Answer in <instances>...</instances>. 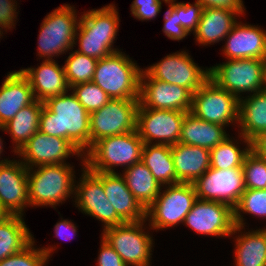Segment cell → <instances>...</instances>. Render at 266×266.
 Masks as SVG:
<instances>
[{
  "label": "cell",
  "instance_id": "6da1fadb",
  "mask_svg": "<svg viewBox=\"0 0 266 266\" xmlns=\"http://www.w3.org/2000/svg\"><path fill=\"white\" fill-rule=\"evenodd\" d=\"M39 131L69 140L82 154L90 149V113L73 93L50 97L44 102Z\"/></svg>",
  "mask_w": 266,
  "mask_h": 266
},
{
  "label": "cell",
  "instance_id": "7dc6e473",
  "mask_svg": "<svg viewBox=\"0 0 266 266\" xmlns=\"http://www.w3.org/2000/svg\"><path fill=\"white\" fill-rule=\"evenodd\" d=\"M251 150L266 161V131L260 133L251 141Z\"/></svg>",
  "mask_w": 266,
  "mask_h": 266
},
{
  "label": "cell",
  "instance_id": "7402d4cb",
  "mask_svg": "<svg viewBox=\"0 0 266 266\" xmlns=\"http://www.w3.org/2000/svg\"><path fill=\"white\" fill-rule=\"evenodd\" d=\"M35 100L28 79L21 71L9 72L0 88V125L6 124L20 109Z\"/></svg>",
  "mask_w": 266,
  "mask_h": 266
},
{
  "label": "cell",
  "instance_id": "816d5d0a",
  "mask_svg": "<svg viewBox=\"0 0 266 266\" xmlns=\"http://www.w3.org/2000/svg\"><path fill=\"white\" fill-rule=\"evenodd\" d=\"M3 28L0 26V38H1V35H3Z\"/></svg>",
  "mask_w": 266,
  "mask_h": 266
},
{
  "label": "cell",
  "instance_id": "9c48e42d",
  "mask_svg": "<svg viewBox=\"0 0 266 266\" xmlns=\"http://www.w3.org/2000/svg\"><path fill=\"white\" fill-rule=\"evenodd\" d=\"M240 99L210 78L193 93L191 113L210 123L228 126L239 121Z\"/></svg>",
  "mask_w": 266,
  "mask_h": 266
},
{
  "label": "cell",
  "instance_id": "7bdbcfd3",
  "mask_svg": "<svg viewBox=\"0 0 266 266\" xmlns=\"http://www.w3.org/2000/svg\"><path fill=\"white\" fill-rule=\"evenodd\" d=\"M98 266H127L115 250L101 237Z\"/></svg>",
  "mask_w": 266,
  "mask_h": 266
},
{
  "label": "cell",
  "instance_id": "f35d334b",
  "mask_svg": "<svg viewBox=\"0 0 266 266\" xmlns=\"http://www.w3.org/2000/svg\"><path fill=\"white\" fill-rule=\"evenodd\" d=\"M175 1L176 0H169L167 3L177 11L179 25H181L189 34L192 31L195 32L202 14V5L196 1L194 5L189 2L181 3Z\"/></svg>",
  "mask_w": 266,
  "mask_h": 266
},
{
  "label": "cell",
  "instance_id": "ee69618b",
  "mask_svg": "<svg viewBox=\"0 0 266 266\" xmlns=\"http://www.w3.org/2000/svg\"><path fill=\"white\" fill-rule=\"evenodd\" d=\"M16 0H0V26L7 31L14 26L18 12ZM16 15V16H15ZM13 25V26H12Z\"/></svg>",
  "mask_w": 266,
  "mask_h": 266
},
{
  "label": "cell",
  "instance_id": "2e32d148",
  "mask_svg": "<svg viewBox=\"0 0 266 266\" xmlns=\"http://www.w3.org/2000/svg\"><path fill=\"white\" fill-rule=\"evenodd\" d=\"M27 168L41 165L63 164L71 154L78 155L85 166L84 155L64 138L41 133L39 130L17 152ZM83 157V158H82Z\"/></svg>",
  "mask_w": 266,
  "mask_h": 266
},
{
  "label": "cell",
  "instance_id": "681fc988",
  "mask_svg": "<svg viewBox=\"0 0 266 266\" xmlns=\"http://www.w3.org/2000/svg\"><path fill=\"white\" fill-rule=\"evenodd\" d=\"M263 76V90L266 92V58L264 59Z\"/></svg>",
  "mask_w": 266,
  "mask_h": 266
},
{
  "label": "cell",
  "instance_id": "f6af8a7d",
  "mask_svg": "<svg viewBox=\"0 0 266 266\" xmlns=\"http://www.w3.org/2000/svg\"><path fill=\"white\" fill-rule=\"evenodd\" d=\"M203 8H223L230 11H241L245 13L244 4L242 0H196Z\"/></svg>",
  "mask_w": 266,
  "mask_h": 266
},
{
  "label": "cell",
  "instance_id": "4dcf8cb0",
  "mask_svg": "<svg viewBox=\"0 0 266 266\" xmlns=\"http://www.w3.org/2000/svg\"><path fill=\"white\" fill-rule=\"evenodd\" d=\"M236 266H266V228L236 236Z\"/></svg>",
  "mask_w": 266,
  "mask_h": 266
},
{
  "label": "cell",
  "instance_id": "52a82bcc",
  "mask_svg": "<svg viewBox=\"0 0 266 266\" xmlns=\"http://www.w3.org/2000/svg\"><path fill=\"white\" fill-rule=\"evenodd\" d=\"M145 221L125 222L103 229L102 237L127 266H150L154 243L151 235L144 232Z\"/></svg>",
  "mask_w": 266,
  "mask_h": 266
},
{
  "label": "cell",
  "instance_id": "277c9868",
  "mask_svg": "<svg viewBox=\"0 0 266 266\" xmlns=\"http://www.w3.org/2000/svg\"><path fill=\"white\" fill-rule=\"evenodd\" d=\"M142 69L121 51L98 59L92 81L111 99H139Z\"/></svg>",
  "mask_w": 266,
  "mask_h": 266
},
{
  "label": "cell",
  "instance_id": "7a4b0ae2",
  "mask_svg": "<svg viewBox=\"0 0 266 266\" xmlns=\"http://www.w3.org/2000/svg\"><path fill=\"white\" fill-rule=\"evenodd\" d=\"M143 145L136 130L101 138L84 154L85 166L92 172L115 173L113 167L126 169L140 162Z\"/></svg>",
  "mask_w": 266,
  "mask_h": 266
},
{
  "label": "cell",
  "instance_id": "484cf974",
  "mask_svg": "<svg viewBox=\"0 0 266 266\" xmlns=\"http://www.w3.org/2000/svg\"><path fill=\"white\" fill-rule=\"evenodd\" d=\"M242 98L239 102V137L251 144L255 137L266 131V92L262 90Z\"/></svg>",
  "mask_w": 266,
  "mask_h": 266
},
{
  "label": "cell",
  "instance_id": "d6a6232c",
  "mask_svg": "<svg viewBox=\"0 0 266 266\" xmlns=\"http://www.w3.org/2000/svg\"><path fill=\"white\" fill-rule=\"evenodd\" d=\"M233 142L227 137L210 150V167L220 170L242 168L245 156L251 151V144L241 150Z\"/></svg>",
  "mask_w": 266,
  "mask_h": 266
},
{
  "label": "cell",
  "instance_id": "83f0119b",
  "mask_svg": "<svg viewBox=\"0 0 266 266\" xmlns=\"http://www.w3.org/2000/svg\"><path fill=\"white\" fill-rule=\"evenodd\" d=\"M44 102L35 100L23 107L6 124L0 125V129L10 134L15 154L23 145L39 130L40 115Z\"/></svg>",
  "mask_w": 266,
  "mask_h": 266
},
{
  "label": "cell",
  "instance_id": "f907efd6",
  "mask_svg": "<svg viewBox=\"0 0 266 266\" xmlns=\"http://www.w3.org/2000/svg\"><path fill=\"white\" fill-rule=\"evenodd\" d=\"M2 138L0 137V154L2 153V151H3V142H2V140H1ZM1 158V157H0ZM6 161H8V159H2V160H0V164H2V163H4V162H6Z\"/></svg>",
  "mask_w": 266,
  "mask_h": 266
},
{
  "label": "cell",
  "instance_id": "ba28073f",
  "mask_svg": "<svg viewBox=\"0 0 266 266\" xmlns=\"http://www.w3.org/2000/svg\"><path fill=\"white\" fill-rule=\"evenodd\" d=\"M263 66V59H228L210 67L209 78L240 99V93L254 94L263 90Z\"/></svg>",
  "mask_w": 266,
  "mask_h": 266
},
{
  "label": "cell",
  "instance_id": "30bf717a",
  "mask_svg": "<svg viewBox=\"0 0 266 266\" xmlns=\"http://www.w3.org/2000/svg\"><path fill=\"white\" fill-rule=\"evenodd\" d=\"M139 99H111L90 113V148L101 138L136 130Z\"/></svg>",
  "mask_w": 266,
  "mask_h": 266
},
{
  "label": "cell",
  "instance_id": "7c38bea8",
  "mask_svg": "<svg viewBox=\"0 0 266 266\" xmlns=\"http://www.w3.org/2000/svg\"><path fill=\"white\" fill-rule=\"evenodd\" d=\"M184 224L201 235L229 237L245 228L235 226L233 208L223 202L197 199Z\"/></svg>",
  "mask_w": 266,
  "mask_h": 266
},
{
  "label": "cell",
  "instance_id": "5bb4252c",
  "mask_svg": "<svg viewBox=\"0 0 266 266\" xmlns=\"http://www.w3.org/2000/svg\"><path fill=\"white\" fill-rule=\"evenodd\" d=\"M192 184L197 199L223 202L232 208L245 190L242 168L220 170L210 167Z\"/></svg>",
  "mask_w": 266,
  "mask_h": 266
},
{
  "label": "cell",
  "instance_id": "8d00e7d4",
  "mask_svg": "<svg viewBox=\"0 0 266 266\" xmlns=\"http://www.w3.org/2000/svg\"><path fill=\"white\" fill-rule=\"evenodd\" d=\"M242 171L245 189H266V161L252 150L245 156Z\"/></svg>",
  "mask_w": 266,
  "mask_h": 266
},
{
  "label": "cell",
  "instance_id": "b9f144b4",
  "mask_svg": "<svg viewBox=\"0 0 266 266\" xmlns=\"http://www.w3.org/2000/svg\"><path fill=\"white\" fill-rule=\"evenodd\" d=\"M168 6L169 9L164 15V26L162 31L169 39L177 41L182 40L188 36L189 33L179 25L177 11L170 4Z\"/></svg>",
  "mask_w": 266,
  "mask_h": 266
},
{
  "label": "cell",
  "instance_id": "8992f818",
  "mask_svg": "<svg viewBox=\"0 0 266 266\" xmlns=\"http://www.w3.org/2000/svg\"><path fill=\"white\" fill-rule=\"evenodd\" d=\"M165 187L167 189L160 191L155 201L146 209V220H150L149 226L153 230H163L184 223L186 215L197 200L192 183L180 182Z\"/></svg>",
  "mask_w": 266,
  "mask_h": 266
},
{
  "label": "cell",
  "instance_id": "d4e9b609",
  "mask_svg": "<svg viewBox=\"0 0 266 266\" xmlns=\"http://www.w3.org/2000/svg\"><path fill=\"white\" fill-rule=\"evenodd\" d=\"M119 22L118 11L113 4L104 6L101 9L89 10L81 15L75 39H115Z\"/></svg>",
  "mask_w": 266,
  "mask_h": 266
},
{
  "label": "cell",
  "instance_id": "e575fe53",
  "mask_svg": "<svg viewBox=\"0 0 266 266\" xmlns=\"http://www.w3.org/2000/svg\"><path fill=\"white\" fill-rule=\"evenodd\" d=\"M233 211L235 226L242 228L245 223L241 212L266 219V189H245Z\"/></svg>",
  "mask_w": 266,
  "mask_h": 266
},
{
  "label": "cell",
  "instance_id": "f546056e",
  "mask_svg": "<svg viewBox=\"0 0 266 266\" xmlns=\"http://www.w3.org/2000/svg\"><path fill=\"white\" fill-rule=\"evenodd\" d=\"M122 174L128 189L139 203L147 209L160 194L162 186L142 161L126 168Z\"/></svg>",
  "mask_w": 266,
  "mask_h": 266
},
{
  "label": "cell",
  "instance_id": "60d3db41",
  "mask_svg": "<svg viewBox=\"0 0 266 266\" xmlns=\"http://www.w3.org/2000/svg\"><path fill=\"white\" fill-rule=\"evenodd\" d=\"M162 1L167 0H134L131 4L132 15L139 20H151L161 12Z\"/></svg>",
  "mask_w": 266,
  "mask_h": 266
},
{
  "label": "cell",
  "instance_id": "74e56055",
  "mask_svg": "<svg viewBox=\"0 0 266 266\" xmlns=\"http://www.w3.org/2000/svg\"><path fill=\"white\" fill-rule=\"evenodd\" d=\"M76 96L80 104L89 112L102 108L111 98L93 81L72 86L69 91Z\"/></svg>",
  "mask_w": 266,
  "mask_h": 266
},
{
  "label": "cell",
  "instance_id": "cb8c5ba5",
  "mask_svg": "<svg viewBox=\"0 0 266 266\" xmlns=\"http://www.w3.org/2000/svg\"><path fill=\"white\" fill-rule=\"evenodd\" d=\"M241 11H230L223 8H203L198 27L195 32L196 42L209 45L222 41L237 22Z\"/></svg>",
  "mask_w": 266,
  "mask_h": 266
},
{
  "label": "cell",
  "instance_id": "bcb514c9",
  "mask_svg": "<svg viewBox=\"0 0 266 266\" xmlns=\"http://www.w3.org/2000/svg\"><path fill=\"white\" fill-rule=\"evenodd\" d=\"M77 227L74 225V223L67 219H61L60 222H57L55 225V235L58 238H61L62 240H68L72 239L73 236H76Z\"/></svg>",
  "mask_w": 266,
  "mask_h": 266
},
{
  "label": "cell",
  "instance_id": "f1b7e54d",
  "mask_svg": "<svg viewBox=\"0 0 266 266\" xmlns=\"http://www.w3.org/2000/svg\"><path fill=\"white\" fill-rule=\"evenodd\" d=\"M141 161L151 171L161 186L176 184V171L171 145L144 144L141 152Z\"/></svg>",
  "mask_w": 266,
  "mask_h": 266
},
{
  "label": "cell",
  "instance_id": "e0dca14e",
  "mask_svg": "<svg viewBox=\"0 0 266 266\" xmlns=\"http://www.w3.org/2000/svg\"><path fill=\"white\" fill-rule=\"evenodd\" d=\"M192 99L189 89L153 79L142 69L138 108L191 112Z\"/></svg>",
  "mask_w": 266,
  "mask_h": 266
},
{
  "label": "cell",
  "instance_id": "836d02e7",
  "mask_svg": "<svg viewBox=\"0 0 266 266\" xmlns=\"http://www.w3.org/2000/svg\"><path fill=\"white\" fill-rule=\"evenodd\" d=\"M97 62L98 59L86 56L76 50L73 53L70 52L63 66L69 87L91 82Z\"/></svg>",
  "mask_w": 266,
  "mask_h": 266
},
{
  "label": "cell",
  "instance_id": "603a6c76",
  "mask_svg": "<svg viewBox=\"0 0 266 266\" xmlns=\"http://www.w3.org/2000/svg\"><path fill=\"white\" fill-rule=\"evenodd\" d=\"M177 183H193L210 168V150L180 142L171 145Z\"/></svg>",
  "mask_w": 266,
  "mask_h": 266
},
{
  "label": "cell",
  "instance_id": "4fadbf2b",
  "mask_svg": "<svg viewBox=\"0 0 266 266\" xmlns=\"http://www.w3.org/2000/svg\"><path fill=\"white\" fill-rule=\"evenodd\" d=\"M145 71L153 79L187 88L192 93L196 92L210 75L209 68L201 69L185 51L169 54Z\"/></svg>",
  "mask_w": 266,
  "mask_h": 266
},
{
  "label": "cell",
  "instance_id": "d590c367",
  "mask_svg": "<svg viewBox=\"0 0 266 266\" xmlns=\"http://www.w3.org/2000/svg\"><path fill=\"white\" fill-rule=\"evenodd\" d=\"M34 243L35 240L22 251L1 260L0 266H45L56 246L35 248Z\"/></svg>",
  "mask_w": 266,
  "mask_h": 266
},
{
  "label": "cell",
  "instance_id": "3957f363",
  "mask_svg": "<svg viewBox=\"0 0 266 266\" xmlns=\"http://www.w3.org/2000/svg\"><path fill=\"white\" fill-rule=\"evenodd\" d=\"M28 168V197L30 206H55L74 194L73 166L63 163ZM34 170V171H33Z\"/></svg>",
  "mask_w": 266,
  "mask_h": 266
},
{
  "label": "cell",
  "instance_id": "1f68e13d",
  "mask_svg": "<svg viewBox=\"0 0 266 266\" xmlns=\"http://www.w3.org/2000/svg\"><path fill=\"white\" fill-rule=\"evenodd\" d=\"M34 237L21 215H10L0 222V261L22 251Z\"/></svg>",
  "mask_w": 266,
  "mask_h": 266
},
{
  "label": "cell",
  "instance_id": "ffe728a7",
  "mask_svg": "<svg viewBox=\"0 0 266 266\" xmlns=\"http://www.w3.org/2000/svg\"><path fill=\"white\" fill-rule=\"evenodd\" d=\"M61 67L55 60H45L35 69L33 67L20 69L28 79L37 101L45 102L50 97L68 93L70 87L64 67Z\"/></svg>",
  "mask_w": 266,
  "mask_h": 266
},
{
  "label": "cell",
  "instance_id": "ab89813d",
  "mask_svg": "<svg viewBox=\"0 0 266 266\" xmlns=\"http://www.w3.org/2000/svg\"><path fill=\"white\" fill-rule=\"evenodd\" d=\"M78 52L94 59L107 57L120 50L114 49L113 44L115 39H96V38H78Z\"/></svg>",
  "mask_w": 266,
  "mask_h": 266
},
{
  "label": "cell",
  "instance_id": "5b68a950",
  "mask_svg": "<svg viewBox=\"0 0 266 266\" xmlns=\"http://www.w3.org/2000/svg\"><path fill=\"white\" fill-rule=\"evenodd\" d=\"M74 6L62 5L46 15L38 37V55L46 58L43 60H54V56L64 54L73 50L75 46V35L80 19Z\"/></svg>",
  "mask_w": 266,
  "mask_h": 266
},
{
  "label": "cell",
  "instance_id": "8fae6325",
  "mask_svg": "<svg viewBox=\"0 0 266 266\" xmlns=\"http://www.w3.org/2000/svg\"><path fill=\"white\" fill-rule=\"evenodd\" d=\"M80 182L75 185V205L82 213L90 215L104 223V229L124 224L115 208L105 195L103 172H92L86 166L82 170Z\"/></svg>",
  "mask_w": 266,
  "mask_h": 266
},
{
  "label": "cell",
  "instance_id": "4316f807",
  "mask_svg": "<svg viewBox=\"0 0 266 266\" xmlns=\"http://www.w3.org/2000/svg\"><path fill=\"white\" fill-rule=\"evenodd\" d=\"M224 129L225 126L203 121L193 113L186 112L179 142L211 150L229 136Z\"/></svg>",
  "mask_w": 266,
  "mask_h": 266
},
{
  "label": "cell",
  "instance_id": "44dd1931",
  "mask_svg": "<svg viewBox=\"0 0 266 266\" xmlns=\"http://www.w3.org/2000/svg\"><path fill=\"white\" fill-rule=\"evenodd\" d=\"M103 187L106 197L124 222L146 220V209L128 189L122 174L103 173Z\"/></svg>",
  "mask_w": 266,
  "mask_h": 266
},
{
  "label": "cell",
  "instance_id": "d6986e66",
  "mask_svg": "<svg viewBox=\"0 0 266 266\" xmlns=\"http://www.w3.org/2000/svg\"><path fill=\"white\" fill-rule=\"evenodd\" d=\"M223 54L227 59L266 58V30L236 22L224 38Z\"/></svg>",
  "mask_w": 266,
  "mask_h": 266
},
{
  "label": "cell",
  "instance_id": "9a60e30c",
  "mask_svg": "<svg viewBox=\"0 0 266 266\" xmlns=\"http://www.w3.org/2000/svg\"><path fill=\"white\" fill-rule=\"evenodd\" d=\"M185 113L175 110L138 108L136 131L144 144L174 145L179 142Z\"/></svg>",
  "mask_w": 266,
  "mask_h": 266
},
{
  "label": "cell",
  "instance_id": "c3c4849f",
  "mask_svg": "<svg viewBox=\"0 0 266 266\" xmlns=\"http://www.w3.org/2000/svg\"><path fill=\"white\" fill-rule=\"evenodd\" d=\"M9 216L10 214L8 213V211L0 203V222H3Z\"/></svg>",
  "mask_w": 266,
  "mask_h": 266
},
{
  "label": "cell",
  "instance_id": "ac0fdd59",
  "mask_svg": "<svg viewBox=\"0 0 266 266\" xmlns=\"http://www.w3.org/2000/svg\"><path fill=\"white\" fill-rule=\"evenodd\" d=\"M28 168L17 160L0 164V203L10 215L23 216L29 204Z\"/></svg>",
  "mask_w": 266,
  "mask_h": 266
}]
</instances>
